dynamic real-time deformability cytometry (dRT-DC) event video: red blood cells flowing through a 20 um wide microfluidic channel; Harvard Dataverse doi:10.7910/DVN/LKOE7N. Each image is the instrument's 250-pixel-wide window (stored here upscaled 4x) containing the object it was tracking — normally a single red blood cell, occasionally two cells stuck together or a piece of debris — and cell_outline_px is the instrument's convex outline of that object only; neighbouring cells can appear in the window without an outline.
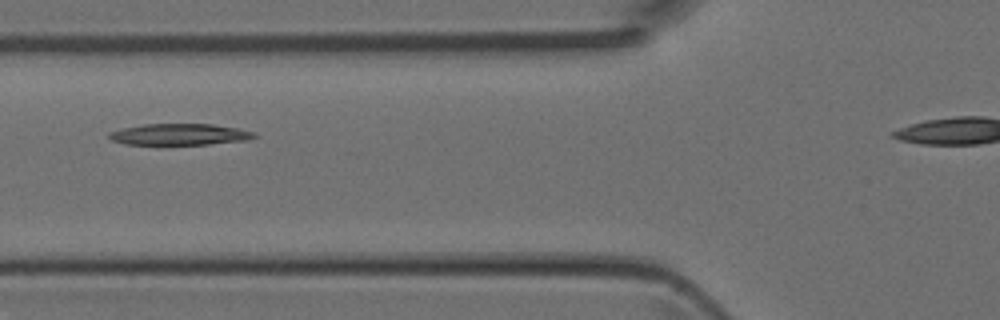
{"species": "Egyptian fruit bat (a non-hibernating species)", "species_latin": "Rousettus aegyptiacus", "temperature_condition": "room temperature", "stored_images_in_passage": 8, "segment_of_instrument_passage": [1, 2], "camera_frame_rate_fps": 3000, "um_per_image_px": 0.085, "animal": {"sex": "female"}, "frame": {"image": 1, "passage_image": 6, "time_ms": 1.667, "image_size_px": [1000, 320], "cell_outline_px": [[256, 136], [252, 140], [208, 144], [124, 144], [112, 140], [108, 136], [108, 132], [124, 128], [144, 124], [212, 124], [236, 128], [256, 132]], "centroid_in_image_um": [15.31, 11.42], "position_along_channel_um": 110.5, "area_um2": 18.03}}
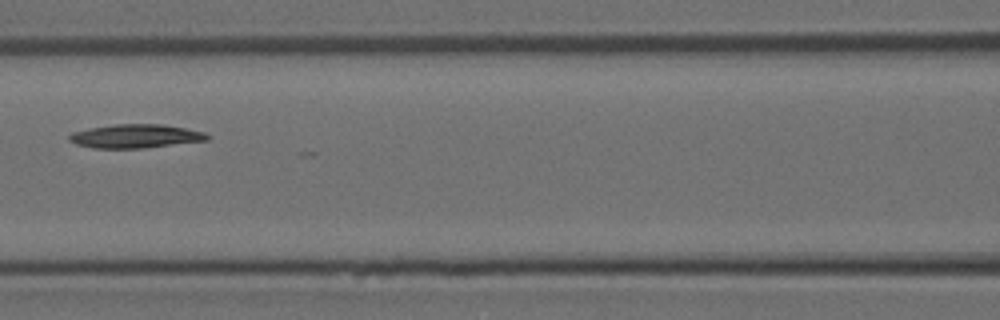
{"frame": {"image": 2, "passage_image": 7, "time_ms": 2.0, "image_size_px": [1000, 320], "cell_outline_px": [[212, 136], [208, 140], [144, 148], [92, 148], [76, 144], [68, 140], [68, 136], [72, 132], [88, 128], [116, 124], [164, 124], [204, 132]], "centroid_in_image_um": [11.51, 11.57], "position_along_channel_um": 155.1, "area_um2": 19.13}}